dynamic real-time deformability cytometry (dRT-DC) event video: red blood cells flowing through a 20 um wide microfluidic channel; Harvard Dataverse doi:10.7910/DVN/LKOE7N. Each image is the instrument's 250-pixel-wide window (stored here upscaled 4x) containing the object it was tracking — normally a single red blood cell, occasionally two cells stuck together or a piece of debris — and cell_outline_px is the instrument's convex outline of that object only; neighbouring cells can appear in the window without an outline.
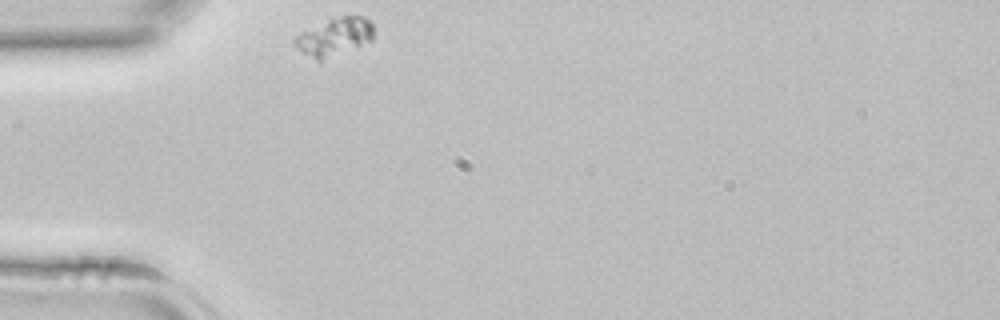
{"species": "common noctule bat (a hibernating species)", "species_latin": "Nyctalus noctula", "temperature_condition": "room temperature", "stored_images_in_passage": 26, "camera_frame_rate_fps": 3000, "um_per_image_px": 0.085, "animal": {"sex": "female", "body_mass_g": 22.7, "forearm_length_mm": 54.2}, "frame": {"image": 1, "passage_image": 1, "time_ms": 0.0, "image_size_px": [1000, 320], "cell_outline_px": [[372, 40], [320, 64], [304, 52], [292, 40], [296, 36], [328, 16], [364, 16], [372, 24]], "centroid_in_image_um": [28.42, 3.13], "position_along_channel_um": 56.6, "area_um2": 17.8}}
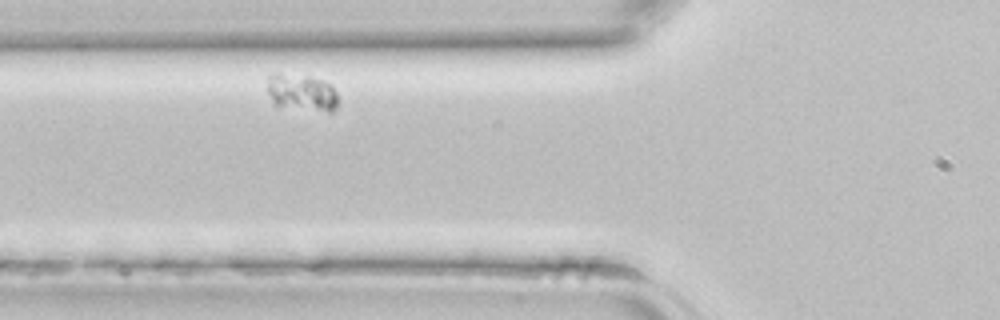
{"frame": {"image": 2, "passage_image": 5, "time_ms": 1.333, "image_size_px": [1000, 320], "cell_outline_px": [[336, 108], [332, 112], [328, 112], [276, 108], [272, 104], [268, 92], [268, 76], [276, 72], [280, 72], [308, 76], [324, 80], [332, 84], [336, 92]], "centroid_in_image_um": [25.6, 7.89], "position_along_channel_um": 100.2, "area_um2": 16.01}}
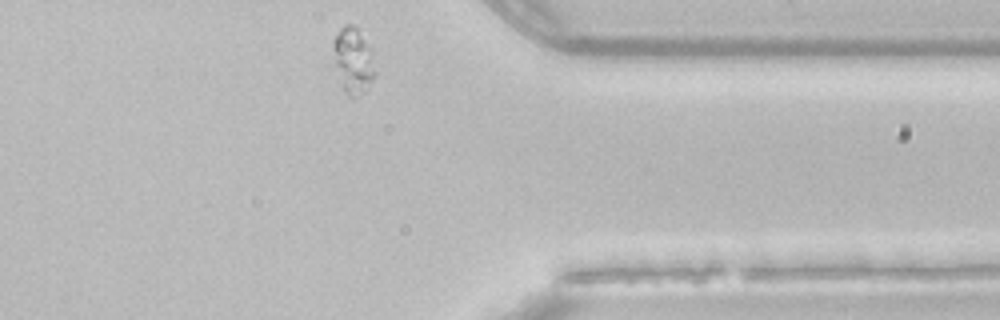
{"frame": {"image": 3, "passage_image": 26, "time_ms": 8.333, "image_size_px": [1000, 320], "cell_outline_px": [[376, 76], [368, 88], [364, 92], [356, 96], [348, 96], [344, 92], [336, 64], [332, 48], [332, 40], [340, 28], [344, 24], [356, 24], [368, 48], [376, 72]], "centroid_in_image_um": [30.01, 5.13], "position_along_channel_um": 381.4, "area_um2": 15.78}}